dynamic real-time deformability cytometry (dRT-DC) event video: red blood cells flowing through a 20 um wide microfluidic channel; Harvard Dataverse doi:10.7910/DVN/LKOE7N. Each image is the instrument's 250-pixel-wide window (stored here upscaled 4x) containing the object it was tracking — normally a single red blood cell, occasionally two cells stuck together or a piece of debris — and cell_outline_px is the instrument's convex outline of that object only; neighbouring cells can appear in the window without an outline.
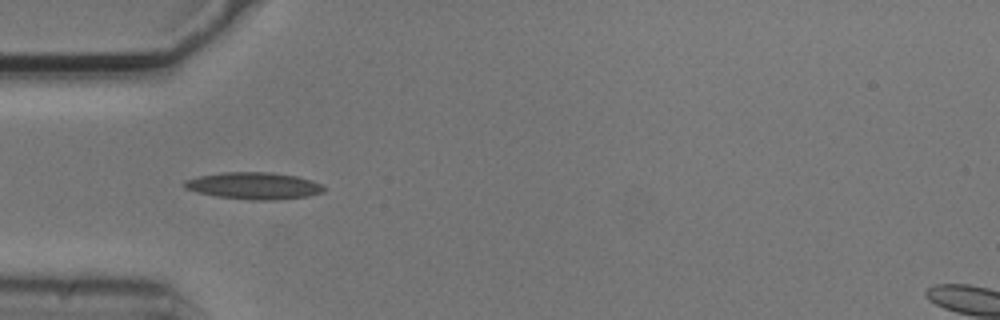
{"species": "common noctule bat (a hibernating species)", "species_latin": "Nyctalus noctula", "temperature_condition": "cold", "stored_images_in_passage": 6, "camera_frame_rate_fps": 3000, "um_per_image_px": 0.085, "animal": {"sex": "male", "body_mass_g": 20.5, "forearm_length_mm": 52.5}, "frame": {"image": 1, "passage_image": 5, "time_ms": 1.333, "image_size_px": [1000, 320], "cell_outline_px": [[328, 188], [324, 192], [308, 196], [272, 200], [252, 200], [216, 196], [196, 192], [184, 188], [184, 180], [200, 176], [224, 172], [272, 172], [296, 176], [312, 180], [324, 184]], "centroid_in_image_um": [21.63, 15.79], "position_along_channel_um": 63.4, "area_um2": 22.02}}
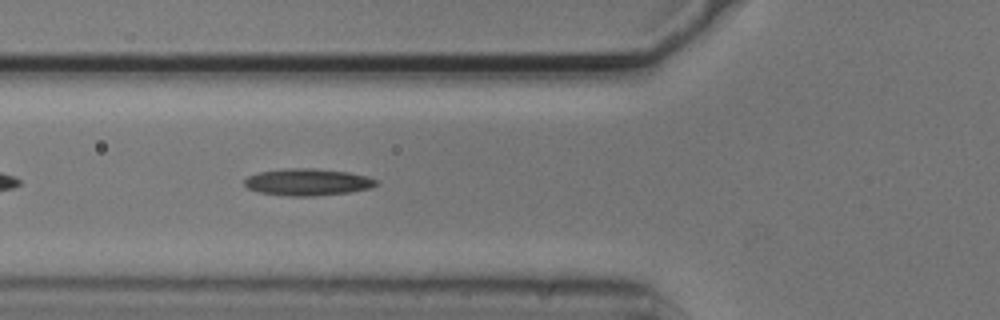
{"frame": {"image": 2, "passage_image": 6, "time_ms": 1.667, "image_size_px": [1000, 320], "cell_outline_px": [[380, 184], [372, 188], [348, 192], [312, 196], [288, 196], [260, 192], [248, 188], [244, 184], [244, 180], [248, 176], [260, 172], [288, 168], [316, 168], [348, 172], [368, 176], [380, 180]], "centroid_in_image_um": [26.22, 15.47], "position_along_channel_um": 99.6, "area_um2": 20.75}}